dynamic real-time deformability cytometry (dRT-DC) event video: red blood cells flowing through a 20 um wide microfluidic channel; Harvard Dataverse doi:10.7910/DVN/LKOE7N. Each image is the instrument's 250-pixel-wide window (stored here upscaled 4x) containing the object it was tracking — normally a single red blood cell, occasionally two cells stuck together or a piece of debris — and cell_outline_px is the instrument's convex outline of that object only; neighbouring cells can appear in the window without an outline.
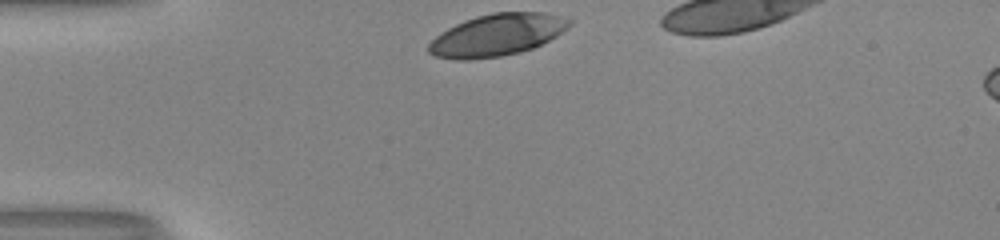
{"species": "human", "species_latin": "Homo sapiens", "temperature_condition": "room temperature", "stored_images_in_passage": 29, "camera_frame_rate_fps": 3000, "um_per_image_px": 0.085, "donor": {"sex": "male"}, "frame": {"image": 1, "passage_image": 1, "time_ms": 0.0, "image_size_px": [1000, 240], "cell_outline_px": [[572, 24], [556, 36], [532, 48], [520, 52], [500, 56], [468, 60], [456, 60], [436, 56], [428, 52], [428, 44], [436, 36], [448, 28], [464, 20], [476, 16], [492, 12], [540, 12], [560, 16], [572, 20]], "centroid_in_image_um": [42.23, 2.97], "position_along_channel_um": 42.8, "area_um2": 34.22}}
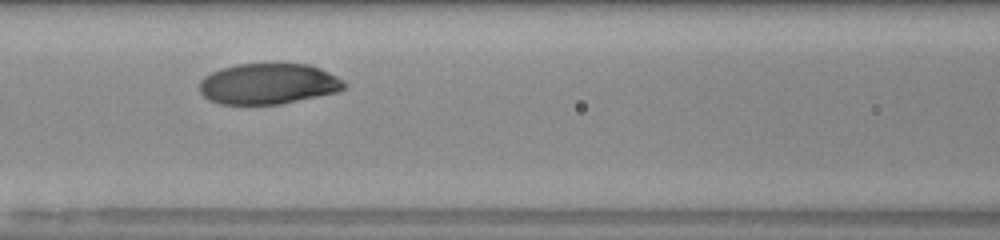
{"frame": {"image": 2, "passage_image": 11, "time_ms": 3.333, "image_size_px": [1000, 240], "cell_outline_px": [[348, 88], [336, 92], [280, 104], [220, 104], [208, 100], [200, 92], [200, 80], [204, 76], [220, 68], [236, 64], [308, 64], [320, 68], [344, 80], [348, 84]], "centroid_in_image_um": [22.81, 7.12], "position_along_channel_um": 143.8, "area_um2": 34.51}}
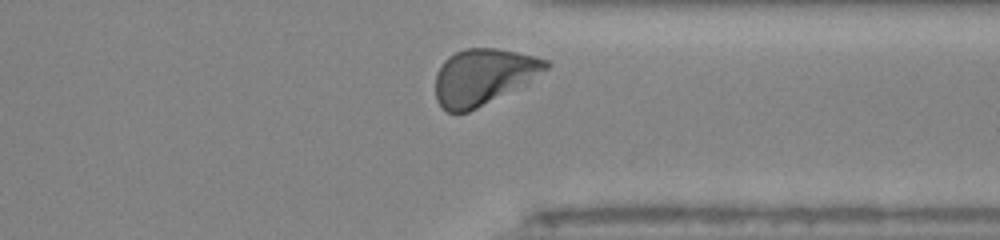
{"frame": {"image": 3, "passage_image": 28, "time_ms": 9.0, "image_size_px": [1000, 240], "cell_outline_px": [[548, 68], [476, 108], [468, 112], [448, 112], [436, 100], [436, 72], [444, 60], [448, 56], [464, 48], [496, 48], [536, 56], [548, 60]], "centroid_in_image_um": [40.99, 6.48], "position_along_channel_um": 370.4, "area_um2": 34.85}, "authors_computed_cell_mechanics": {"area_um2": 35.2002, "velocity_mm_per_s": 4.0132, "shape_relaxation_time_tau1_ms": 1.7596, "shape_relaxation_time_tau2_ms": null, "deformation_change_tau1": 0.1265, "deformation_change_tau2": null}}